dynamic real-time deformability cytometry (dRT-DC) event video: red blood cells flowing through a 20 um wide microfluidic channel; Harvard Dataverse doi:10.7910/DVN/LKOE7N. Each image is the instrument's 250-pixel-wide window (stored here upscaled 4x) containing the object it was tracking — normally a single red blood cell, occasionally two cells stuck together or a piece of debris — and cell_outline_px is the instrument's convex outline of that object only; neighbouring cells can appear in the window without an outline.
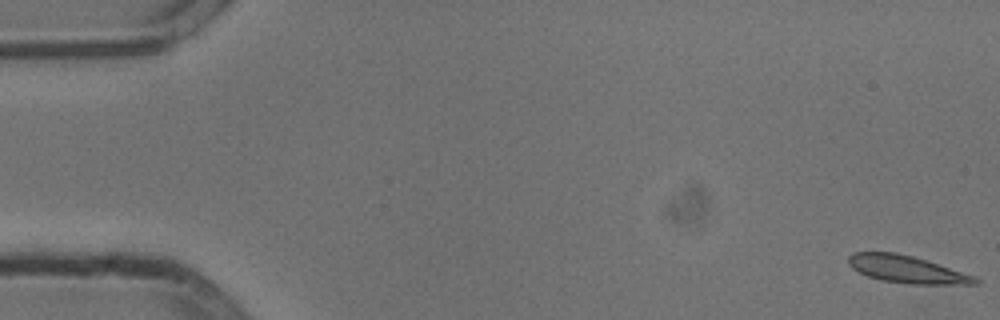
{"species": "common noctule bat (a hibernating species)", "species_latin": "Nyctalus noctula", "temperature_condition": "cold", "stored_images_in_passage": 55, "camera_frame_rate_fps": 3000, "um_per_image_px": 0.085, "animal": {"sex": "male", "body_mass_g": 13.3}, "frame": {"image": 1, "passage_image": 1, "time_ms": 0.0, "image_size_px": [1000, 320], "cell_outline_px": [[980, 284], [908, 284], [880, 280], [868, 276], [852, 268], [848, 264], [848, 256], [852, 252], [896, 252], [912, 256], [976, 276], [980, 280]], "centroid_in_image_um": [77.08, 22.89], "position_along_channel_um": 7.9, "area_um2": 20.17}}
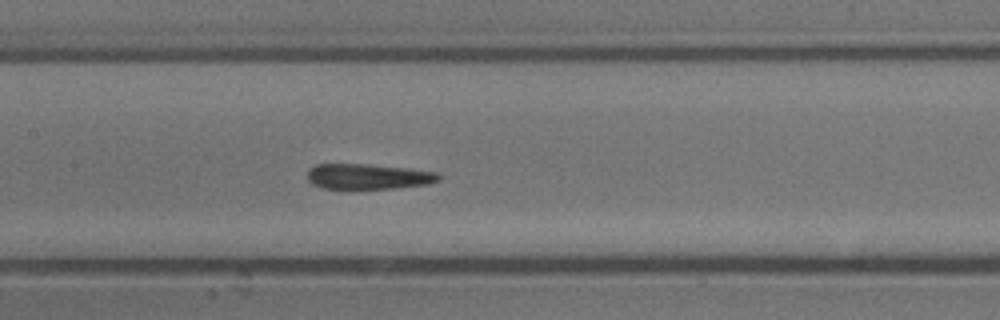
{"frame": {"image": 2, "passage_image": 26, "time_ms": 8.333, "image_size_px": [1000, 320], "cell_outline_px": [[440, 180], [428, 184], [396, 188], [352, 192], [348, 192], [320, 188], [312, 184], [308, 180], [308, 168], [316, 164], [360, 164], [404, 168], [436, 172], [440, 176]], "centroid_in_image_um": [31.19, 15.07], "position_along_channel_um": 176.2, "area_um2": 20.35}}
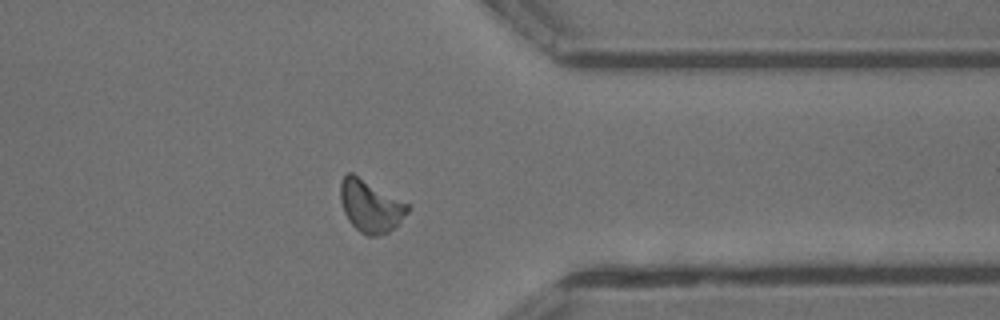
{"frame": {"image": 3, "passage_image": 43, "time_ms": 14.0, "image_size_px": [1000, 320], "cell_outline_px": [[408, 212], [396, 228], [388, 232], [376, 236], [368, 236], [360, 232], [348, 220], [344, 212], [340, 200], [340, 180], [348, 172], [352, 172], [408, 204]], "centroid_in_image_um": [31.47, 17.52], "position_along_channel_um": 379.9, "area_um2": 20.4}, "authors_computed_cell_mechanics": {"area_um2": 20.1722, "velocity_mm_per_s": 3.7551, "shape_relaxation_time_tau1_ms": 6.7756, "shape_relaxation_time_tau2_ms": 2.9651, "deformation_change_tau1": 0.1612, "deformation_change_tau2": 0.0761}}